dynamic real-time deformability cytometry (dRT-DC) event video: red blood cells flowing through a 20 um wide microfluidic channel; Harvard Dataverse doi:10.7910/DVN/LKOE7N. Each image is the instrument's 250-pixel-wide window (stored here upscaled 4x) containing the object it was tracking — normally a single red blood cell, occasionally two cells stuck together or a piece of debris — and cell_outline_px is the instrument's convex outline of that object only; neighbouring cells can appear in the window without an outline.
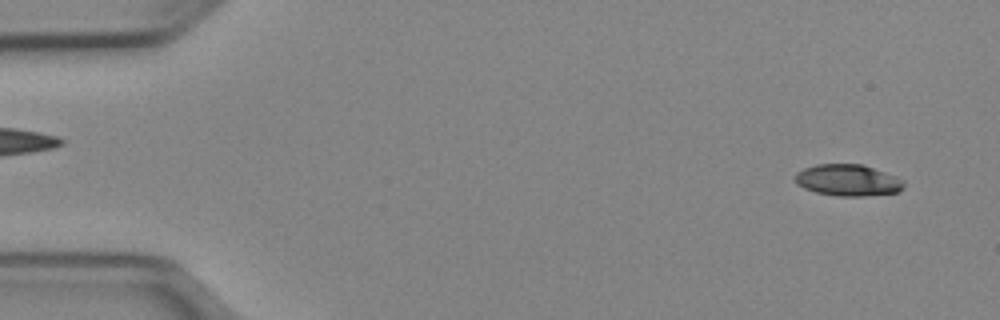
{"species": "Egyptian fruit bat (a non-hibernating species)", "species_latin": "Rousettus aegyptiacus", "temperature_condition": "cold", "stored_images_in_passage": 51, "camera_frame_rate_fps": 3000, "um_per_image_px": 0.085, "animal": {"sex": "female"}, "frame": {"image": 1, "passage_image": 3, "time_ms": 0.667, "image_size_px": [1000, 320], "cell_outline_px": [[904, 188], [900, 192], [864, 196], [836, 196], [816, 192], [804, 188], [796, 184], [796, 172], [804, 168], [816, 164], [864, 164], [896, 176], [904, 180]], "centroid_in_image_um": [72.1, 15.32], "position_along_channel_um": 12.9, "area_um2": 20.17}}
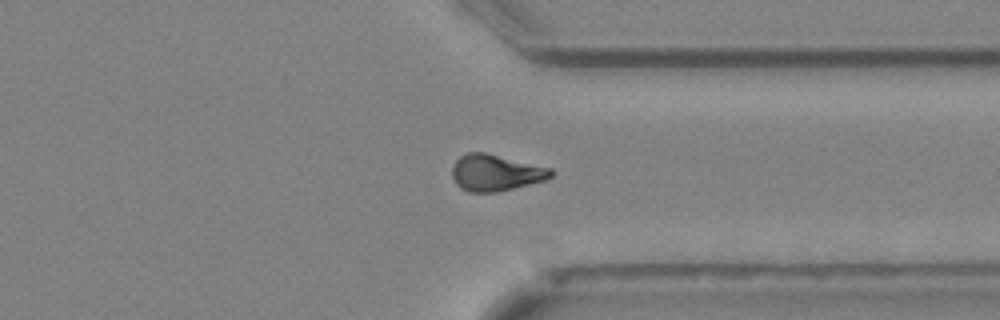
{"frame": {"image": 2, "passage_image": 39, "time_ms": 12.667, "image_size_px": [1000, 320], "cell_outline_px": [[556, 172], [552, 176], [544, 180], [496, 192], [468, 192], [460, 188], [456, 184], [452, 176], [452, 164], [460, 156], [468, 152], [484, 152], [552, 168]], "centroid_in_image_um": [42.11, 14.67], "position_along_channel_um": 369.3, "area_um2": 20.98}}
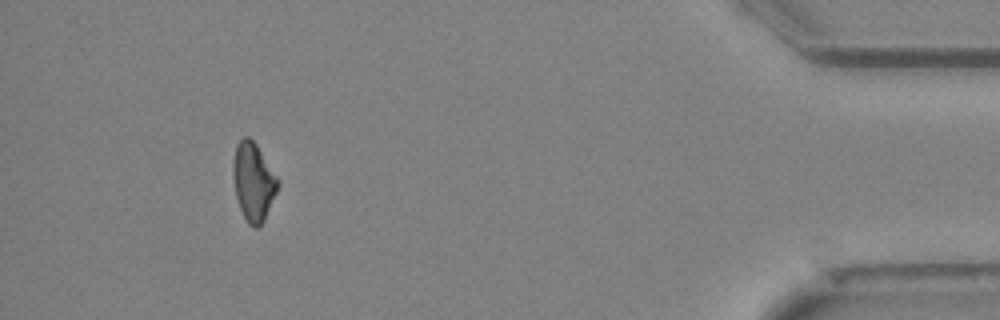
{"frame": {"image": 3, "passage_image": 47, "time_ms": 15.333, "image_size_px": [1000, 320], "cell_outline_px": [[280, 184], [264, 220], [256, 228], [248, 224], [240, 208], [236, 196], [232, 176], [232, 164], [236, 144], [244, 136], [248, 136], [256, 144], [280, 180]], "centroid_in_image_um": [21.53, 15.42], "position_along_channel_um": 413.7, "area_um2": 20.4}, "authors_computed_cell_mechanics": {"area_um2": 20.8658, "velocity_mm_per_s": 3.9673, "shape_relaxation_time_tau1_ms": 6.0616, "shape_relaxation_time_tau2_ms": null, "deformation_change_tau1": 0.1498, "deformation_change_tau2": null}}